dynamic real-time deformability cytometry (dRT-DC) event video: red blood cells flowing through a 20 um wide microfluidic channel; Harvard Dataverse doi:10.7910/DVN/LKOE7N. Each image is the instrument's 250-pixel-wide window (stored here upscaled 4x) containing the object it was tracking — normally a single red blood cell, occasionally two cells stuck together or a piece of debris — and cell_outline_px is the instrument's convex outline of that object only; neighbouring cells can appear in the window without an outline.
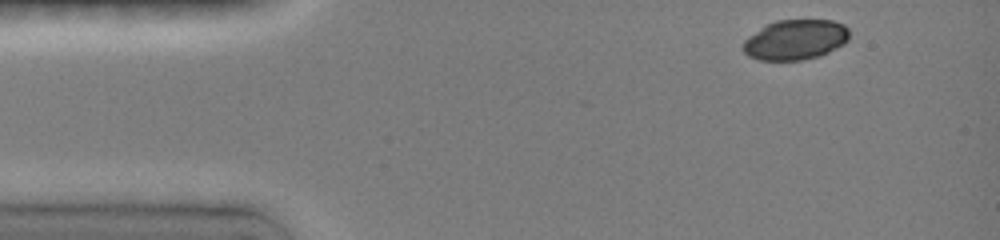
{"species": "common noctule bat (a hibernating species)", "species_latin": "Nyctalus noctula", "temperature_condition": "room temperature", "stored_images_in_passage": 4, "camera_frame_rate_fps": 3000, "um_per_image_px": 0.085, "animal": {"sex": "female", "body_mass_g": 19.0, "forearm_length_mm": 51.5}, "frame": {"image": 1, "passage_image": 1, "time_ms": 0.0, "image_size_px": [1000, 240], "cell_outline_px": [[848, 40], [844, 44], [820, 56], [804, 60], [760, 60], [748, 56], [744, 52], [744, 40], [768, 24], [776, 20], [832, 20], [844, 24], [848, 28]], "centroid_in_image_um": [67.64, 3.38], "position_along_channel_um": 17.4, "area_um2": 24.68}}
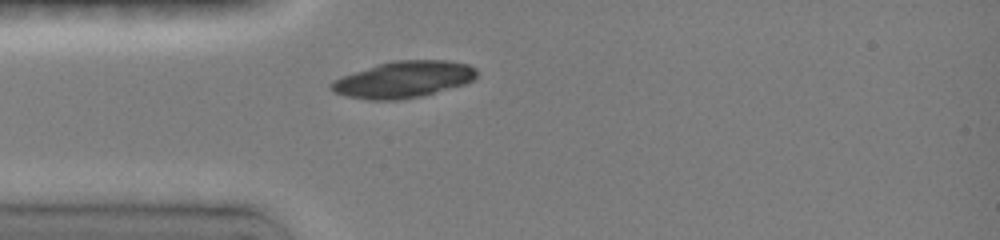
{"frame": {"image": 2, "passage_image": 4, "time_ms": 2.667, "image_size_px": [1000, 240], "cell_outline_px": [[476, 76], [472, 80], [464, 84], [420, 96], [400, 100], [368, 100], [348, 96], [336, 92], [332, 88], [332, 84], [336, 80], [344, 76], [376, 64], [396, 60], [444, 60], [468, 64], [476, 68]], "centroid_in_image_um": [34.34, 6.75], "position_along_channel_um": 50.7, "area_um2": 30.4}}